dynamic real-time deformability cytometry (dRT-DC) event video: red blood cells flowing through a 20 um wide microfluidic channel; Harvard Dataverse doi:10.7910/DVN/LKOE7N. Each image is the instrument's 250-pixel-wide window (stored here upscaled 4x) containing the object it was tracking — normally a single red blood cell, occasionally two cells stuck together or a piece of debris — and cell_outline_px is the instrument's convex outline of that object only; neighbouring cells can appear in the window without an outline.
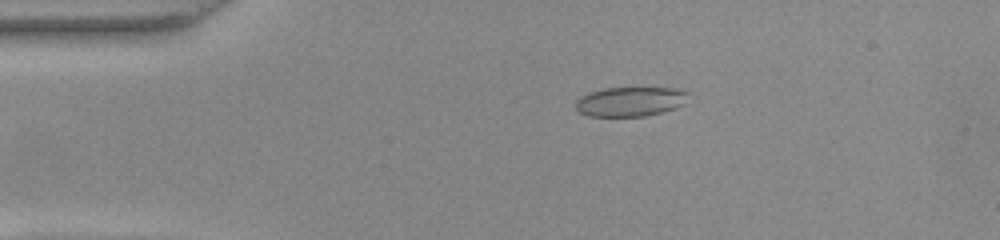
{"species": "common noctule bat (a hibernating species)", "species_latin": "Nyctalus noctula", "temperature_condition": "warm", "stored_images_in_passage": 44, "camera_frame_rate_fps": 3000, "um_per_image_px": 0.085, "animal": {"sex": "female", "body_mass_g": 22.0, "forearm_length_mm": 56.7}, "frame": {"image": 1, "passage_image": 2, "time_ms": 0.333, "image_size_px": [1000, 240], "cell_outline_px": [[688, 104], [660, 112], [644, 116], [588, 116], [580, 112], [576, 108], [576, 100], [580, 96], [588, 92], [604, 88], [676, 88], [688, 92]], "centroid_in_image_um": [53.59, 8.62], "position_along_channel_um": 31.4, "area_um2": 19.48}}
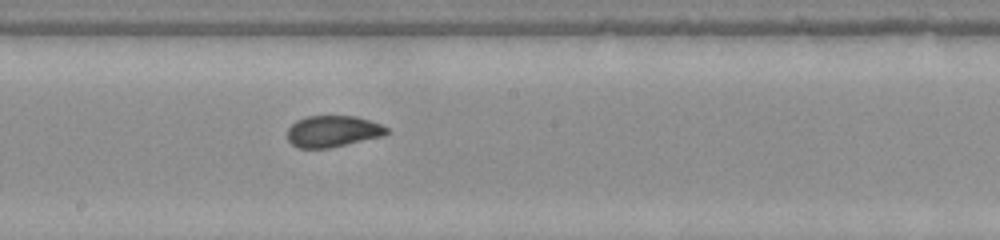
{"frame": {"image": 2, "passage_image": 20, "time_ms": 6.333, "image_size_px": [1000, 240], "cell_outline_px": [[388, 132], [384, 136], [328, 148], [296, 148], [288, 140], [288, 128], [296, 120], [304, 116], [356, 116], [380, 124], [388, 128]], "centroid_in_image_um": [28.27, 11.16], "position_along_channel_um": 219.9, "area_um2": 18.21}}
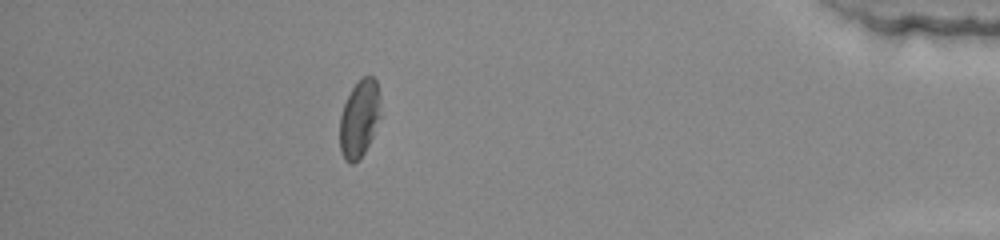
{"frame": {"image": 3, "passage_image": 38, "time_ms": 12.333, "image_size_px": [1000, 240], "cell_outline_px": [[380, 116], [372, 136], [364, 152], [352, 164], [348, 164], [344, 160], [340, 152], [340, 116], [344, 104], [352, 88], [364, 76], [372, 76], [376, 80], [380, 96]], "centroid_in_image_um": [30.54, 10.09], "position_along_channel_um": 404.7, "area_um2": 18.21}, "authors_computed_cell_mechanics": {"area_um2": 18.7272, "velocity_mm_per_s": 3.9116, "shape_relaxation_time_tau1_ms": 6.0573, "shape_relaxation_time_tau2_ms": 0.8967, "deformation_change_tau1": 0.1368, "deformation_change_tau2": 0.0515}}